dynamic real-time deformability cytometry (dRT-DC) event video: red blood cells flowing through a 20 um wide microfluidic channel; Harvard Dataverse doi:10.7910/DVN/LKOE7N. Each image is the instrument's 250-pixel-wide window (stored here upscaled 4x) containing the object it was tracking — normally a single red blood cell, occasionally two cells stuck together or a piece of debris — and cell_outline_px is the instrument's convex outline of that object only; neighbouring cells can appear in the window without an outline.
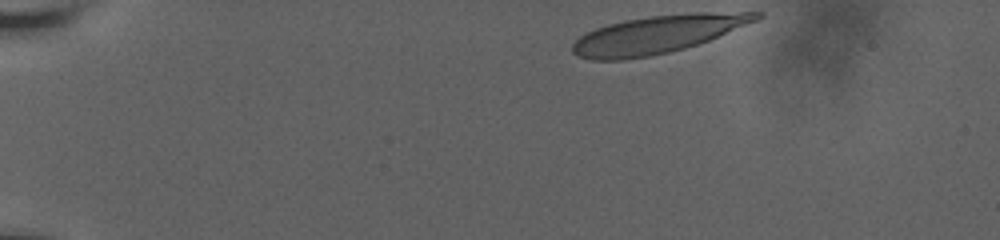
{"species": "human", "species_latin": "Homo sapiens", "temperature_condition": "room temperature", "stored_images_in_passage": 11, "camera_frame_rate_fps": 3000, "um_per_image_px": 0.085, "donor": {"sex": "male"}, "frame": {"image": 1, "passage_image": 1, "time_ms": 0.0, "image_size_px": [1000, 240], "cell_outline_px": [[764, 16], [756, 20], [708, 40], [684, 48], [668, 52], [648, 56], [624, 60], [592, 60], [576, 56], [572, 52], [572, 44], [584, 32], [608, 24], [624, 20], [652, 16], [696, 12], [764, 12]], "centroid_in_image_um": [55.83, 2.92], "position_along_channel_um": 29.2, "area_um2": 40.17}}
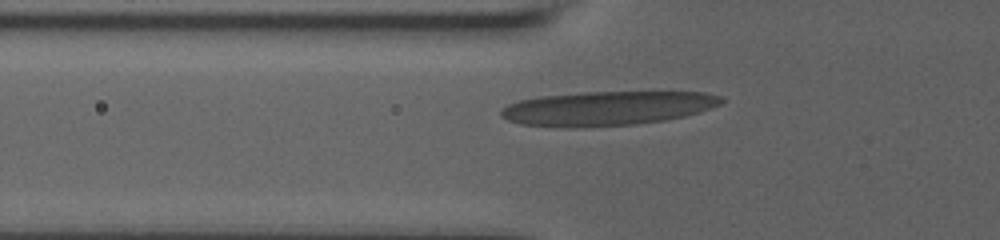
{"frame": {"image": 2, "passage_image": 10, "time_ms": 4.0, "image_size_px": [1000, 240], "cell_outline_px": [[724, 100], [720, 104], [700, 112], [684, 116], [664, 120], [636, 124], [568, 128], [560, 128], [520, 124], [508, 120], [500, 116], [500, 112], [508, 104], [520, 100], [540, 96], [584, 92], [700, 92], [720, 96]], "centroid_in_image_um": [51.57, 9.21], "position_along_channel_um": 74.2, "area_um2": 43.93}}